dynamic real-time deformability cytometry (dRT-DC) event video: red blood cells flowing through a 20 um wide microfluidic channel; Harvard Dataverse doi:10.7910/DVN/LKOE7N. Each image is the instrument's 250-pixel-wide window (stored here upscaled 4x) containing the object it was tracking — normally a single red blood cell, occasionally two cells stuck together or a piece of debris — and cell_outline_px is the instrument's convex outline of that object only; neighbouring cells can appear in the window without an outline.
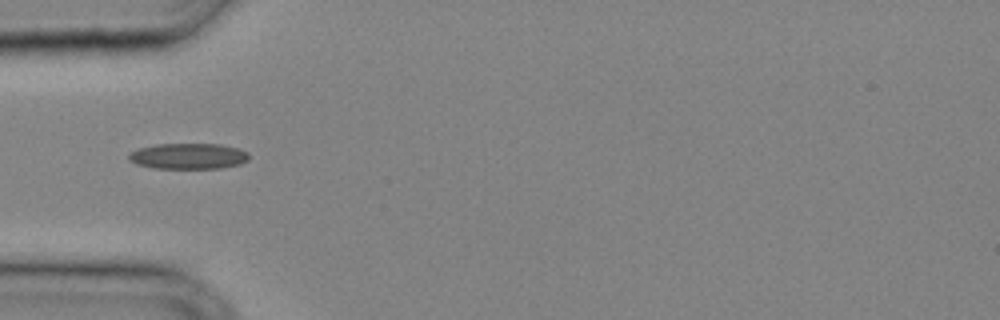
{"species": "common noctule bat (a hibernating species)", "species_latin": "Nyctalus noctula", "temperature_condition": "cold", "stored_images_in_passage": 23, "camera_frame_rate_fps": 3000, "um_per_image_px": 0.085, "animal": {"sex": "male", "body_mass_g": 20.4}, "frame": {"image": 1, "passage_image": 1, "time_ms": 0.0, "image_size_px": [1000, 320], "cell_outline_px": [[248, 160], [240, 164], [220, 168], [152, 168], [136, 164], [128, 160], [128, 152], [140, 148], [156, 144], [220, 144], [236, 148], [248, 152]], "centroid_in_image_um": [15.97, 13.27], "position_along_channel_um": 69.0, "area_um2": 18.09}}